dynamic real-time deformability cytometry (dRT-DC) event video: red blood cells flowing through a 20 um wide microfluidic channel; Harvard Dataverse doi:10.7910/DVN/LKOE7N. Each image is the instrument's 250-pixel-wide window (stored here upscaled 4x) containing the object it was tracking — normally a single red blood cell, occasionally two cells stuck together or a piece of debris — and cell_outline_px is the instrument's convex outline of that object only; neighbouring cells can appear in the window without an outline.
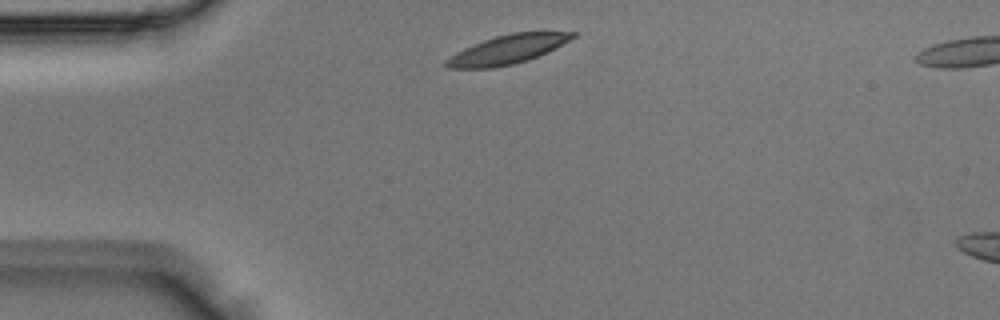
{"species": "Egyptian fruit bat (a non-hibernating species)", "species_latin": "Rousettus aegyptiacus", "temperature_condition": "room temperature", "stored_images_in_passage": 2, "camera_frame_rate_fps": 3000, "um_per_image_px": 0.085, "animal": {"sex": "male"}, "frame": {"image": 1, "passage_image": 1, "time_ms": 0.0, "image_size_px": [1000, 320], "cell_outline_px": [[576, 36], [528, 60], [512, 64], [492, 68], [448, 68], [444, 64], [444, 60], [456, 52], [464, 48], [484, 40], [496, 36], [512, 32], [576, 32]], "centroid_in_image_um": [43.05, 4.21], "position_along_channel_um": 41.9, "area_um2": 20.75}}